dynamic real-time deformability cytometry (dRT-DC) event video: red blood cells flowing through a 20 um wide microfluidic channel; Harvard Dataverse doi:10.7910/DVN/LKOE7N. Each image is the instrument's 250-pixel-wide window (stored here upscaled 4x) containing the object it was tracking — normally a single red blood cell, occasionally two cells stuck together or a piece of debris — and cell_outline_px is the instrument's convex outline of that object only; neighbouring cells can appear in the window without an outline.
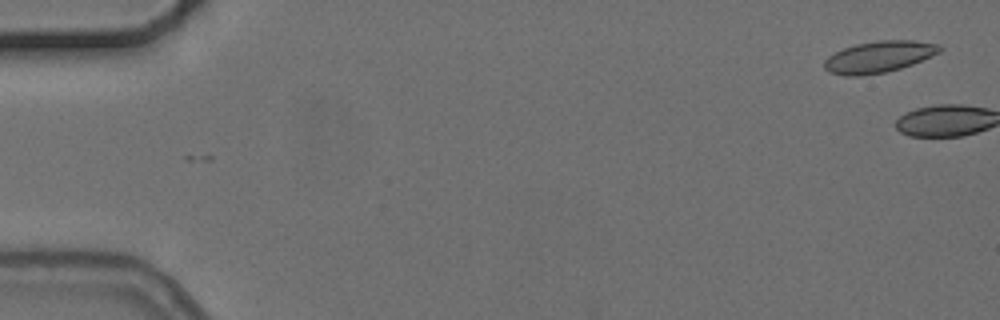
{"species": "common noctule bat (a hibernating species)", "species_latin": "Nyctalus noctula", "temperature_condition": "cold", "stored_images_in_passage": 8, "camera_frame_rate_fps": 3000, "um_per_image_px": 0.085, "animal": {"sex": "female", "body_mass_g": 24.6, "forearm_length_mm": 56.2}, "frame": {"image": 1, "passage_image": 1, "time_ms": 0.0, "image_size_px": [1000, 320], "cell_outline_px": [[944, 48], [940, 52], [912, 64], [900, 68], [884, 72], [860, 76], [844, 76], [828, 72], [824, 68], [824, 60], [828, 56], [844, 48], [856, 44], [880, 40], [912, 40], [940, 44]], "centroid_in_image_um": [74.7, 4.83], "position_along_channel_um": 10.3, "area_um2": 21.15}}
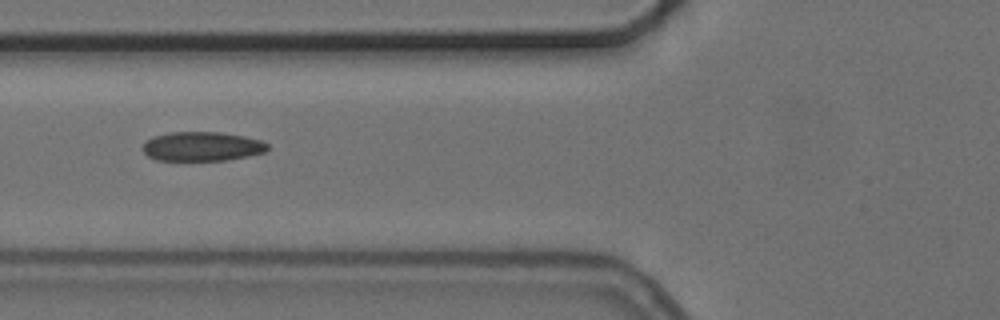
{"frame": {"image": 2, "passage_image": 6, "time_ms": 7.333, "image_size_px": [1000, 320], "cell_outline_px": [[268, 148], [264, 152], [248, 156], [228, 160], [156, 160], [148, 156], [140, 148], [152, 136], [172, 132], [220, 132], [244, 136], [260, 140], [268, 144]], "centroid_in_image_um": [17.15, 12.44], "position_along_channel_um": 108.6, "area_um2": 21.27}}
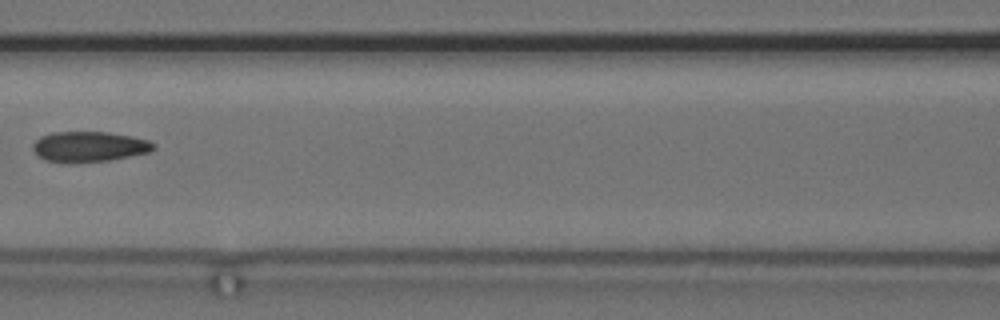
{"frame": {"image": 3, "passage_image": 7, "time_ms": 8.667, "image_size_px": [1000, 320], "cell_outline_px": [[156, 148], [148, 152], [108, 160], [72, 164], [68, 164], [44, 160], [32, 148], [32, 144], [40, 136], [52, 132], [108, 132], [132, 136], [148, 140], [156, 144]], "centroid_in_image_um": [7.55, 12.47], "position_along_channel_um": 159.0, "area_um2": 21.56}}